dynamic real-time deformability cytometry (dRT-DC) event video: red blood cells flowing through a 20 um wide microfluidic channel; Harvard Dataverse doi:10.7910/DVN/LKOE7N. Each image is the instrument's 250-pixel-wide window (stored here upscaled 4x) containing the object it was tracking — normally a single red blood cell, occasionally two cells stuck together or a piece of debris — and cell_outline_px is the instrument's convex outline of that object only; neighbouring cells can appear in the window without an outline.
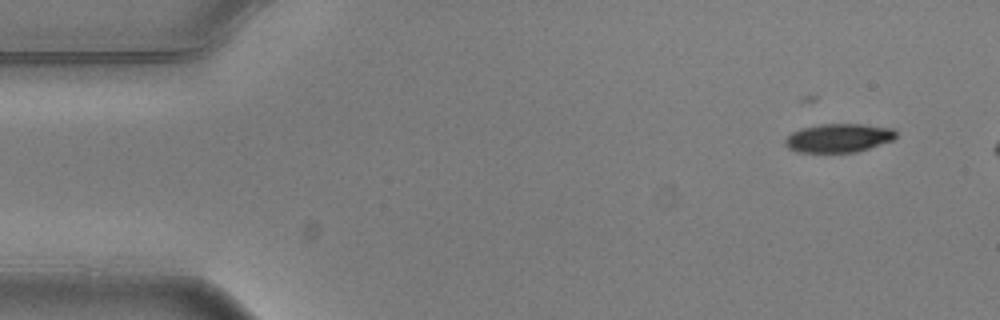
{"species": "common noctule bat (a hibernating species)", "species_latin": "Nyctalus noctula", "temperature_condition": "warm", "stored_images_in_passage": 5, "camera_frame_rate_fps": 3000, "um_per_image_px": 0.085, "animal": {"sex": "male", "body_mass_g": 20.5, "forearm_length_mm": 52.5}, "frame": {"image": 1, "passage_image": 1, "time_ms": 0.0, "image_size_px": [1000, 320], "cell_outline_px": [[896, 136], [892, 140], [856, 152], [796, 152], [788, 148], [784, 144], [784, 140], [792, 132], [800, 128], [820, 124], [860, 124], [892, 128], [896, 132]], "centroid_in_image_um": [71.23, 11.72], "position_along_channel_um": 13.8, "area_um2": 18.44}}